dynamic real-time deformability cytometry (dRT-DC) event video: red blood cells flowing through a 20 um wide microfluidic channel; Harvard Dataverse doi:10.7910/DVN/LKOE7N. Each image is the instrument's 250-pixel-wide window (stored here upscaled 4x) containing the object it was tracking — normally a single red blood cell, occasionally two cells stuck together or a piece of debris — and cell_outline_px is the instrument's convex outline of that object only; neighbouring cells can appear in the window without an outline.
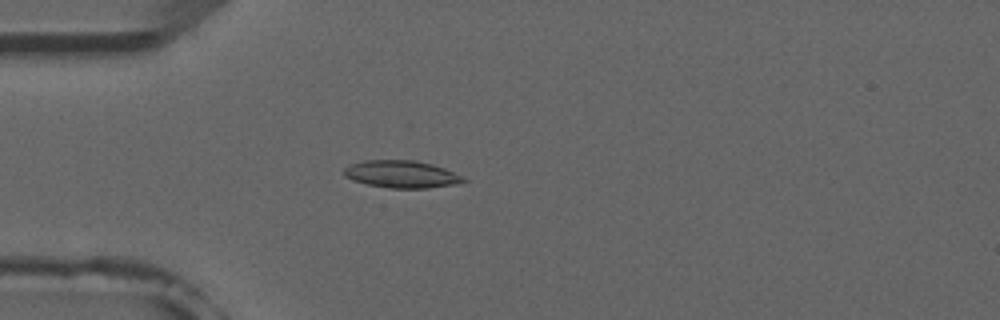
{"species": "common noctule bat (a hibernating species)", "species_latin": "Nyctalus noctula", "temperature_condition": "room temperature", "stored_images_in_passage": 5, "camera_frame_rate_fps": 3000, "um_per_image_px": 0.085, "animal": {"sex": "male", "forearm_length_mm": 52.5}, "frame": {"image": 1, "passage_image": 4, "time_ms": 4.667, "image_size_px": [1000, 320], "cell_outline_px": [[468, 180], [456, 184], [428, 188], [388, 188], [368, 184], [352, 180], [344, 176], [344, 168], [352, 164], [364, 160], [416, 160], [432, 164], [444, 168]], "centroid_in_image_um": [34.11, 14.81], "position_along_channel_um": 50.9, "area_um2": 18.9}}